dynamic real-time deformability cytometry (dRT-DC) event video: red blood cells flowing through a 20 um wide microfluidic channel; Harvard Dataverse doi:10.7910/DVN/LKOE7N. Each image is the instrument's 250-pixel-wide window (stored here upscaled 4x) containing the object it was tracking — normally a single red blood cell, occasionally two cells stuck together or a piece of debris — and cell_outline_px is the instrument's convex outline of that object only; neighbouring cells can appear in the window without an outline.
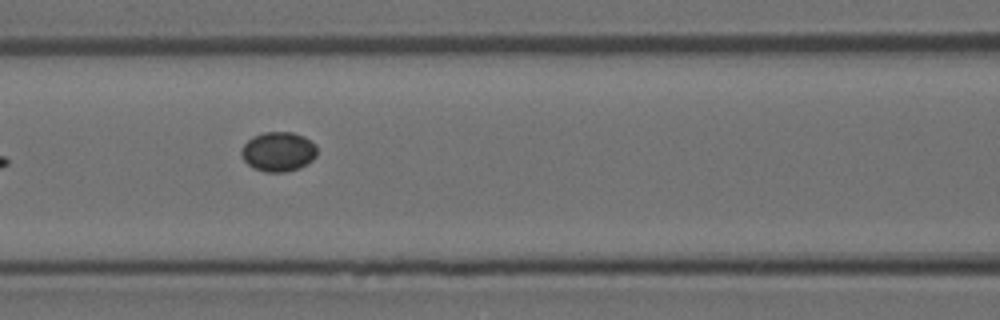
{"species": "Egyptian fruit bat (a non-hibernating species)", "species_latin": "Rousettus aegyptiacus", "temperature_condition": "room temperature", "stored_images_in_passage": 7, "camera_frame_rate_fps": 3000, "um_per_image_px": 0.085, "animal": {"sex": "female"}, "frame": {"image": 1, "passage_image": 6, "time_ms": 6.0, "image_size_px": [1000, 320], "cell_outline_px": [[316, 156], [312, 160], [300, 168], [284, 172], [264, 172], [252, 168], [244, 160], [240, 152], [244, 144], [252, 136], [264, 132], [292, 132], [304, 136], [316, 144]], "centroid_in_image_um": [23.65, 12.89], "position_along_channel_um": 142.9, "area_um2": 17.57}}
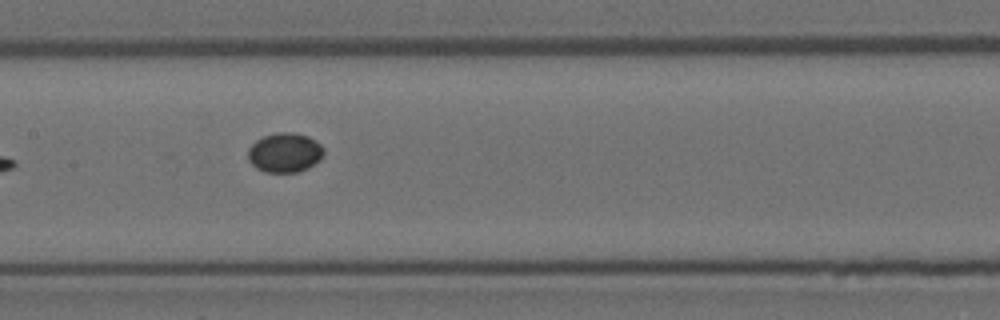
{"frame": {"image": 2, "passage_image": 7, "time_ms": 7.0, "image_size_px": [1000, 320], "cell_outline_px": [[324, 152], [320, 160], [308, 168], [296, 172], [264, 172], [256, 168], [248, 160], [248, 148], [256, 140], [264, 136], [276, 132], [292, 132], [308, 136], [316, 140], [324, 148]], "centroid_in_image_um": [24.21, 12.97], "position_along_channel_um": 183.2, "area_um2": 17.57}}